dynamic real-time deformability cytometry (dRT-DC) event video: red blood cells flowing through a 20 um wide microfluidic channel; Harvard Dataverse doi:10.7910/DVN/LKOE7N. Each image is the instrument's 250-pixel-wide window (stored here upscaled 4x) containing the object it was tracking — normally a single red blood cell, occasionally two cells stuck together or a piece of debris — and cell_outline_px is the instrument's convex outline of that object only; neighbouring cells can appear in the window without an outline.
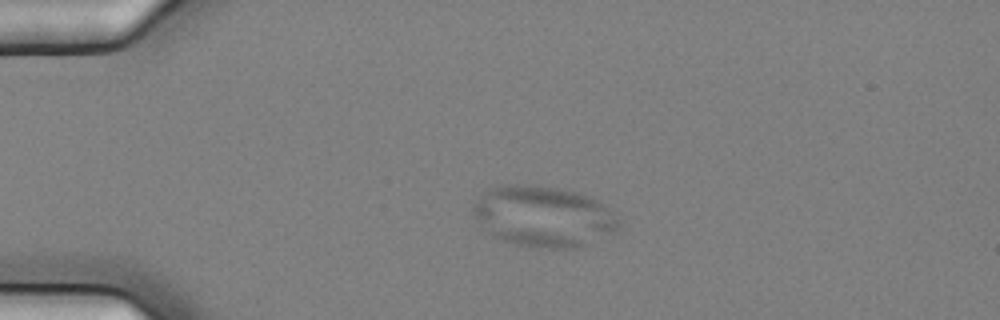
{"species": "common noctule bat (a hibernating species)", "species_latin": "Nyctalus noctula", "temperature_condition": "cold", "stored_images_in_passage": 46, "camera_frame_rate_fps": 3000, "um_per_image_px": 0.085, "animal": {"sex": "female", "body_mass_g": 25.1}, "frame": {"image": 1, "passage_image": 3, "time_ms": 0.667, "image_size_px": [1000, 320], "cell_outline_px": [[620, 224], [616, 232], [576, 248], [548, 248], [516, 244], [492, 236], [472, 216], [472, 204], [488, 188], [504, 184], [536, 184], [576, 192], [588, 196], [596, 200], [616, 212]], "centroid_in_image_um": [46.18, 18.37], "position_along_channel_um": 38.8, "area_um2": 51.9}}
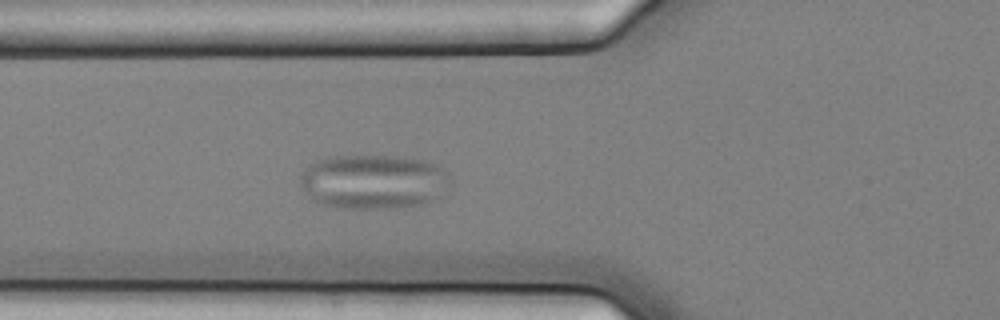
{"frame": {"image": 2, "passage_image": 11, "time_ms": 3.333, "image_size_px": [1000, 320], "cell_outline_px": [[452, 180], [432, 200], [420, 204], [396, 208], [336, 208], [324, 204], [316, 200], [304, 188], [300, 180], [300, 176], [304, 168], [316, 160], [328, 156], [396, 156], [420, 160], [436, 164], [448, 172], [452, 176]], "centroid_in_image_um": [31.74, 15.42], "position_along_channel_um": 94.1, "area_um2": 47.28}}
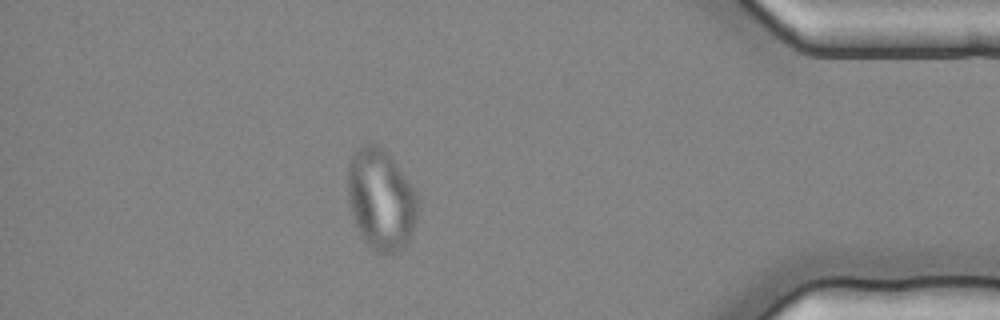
{"frame": {"image": 3, "passage_image": 40, "time_ms": 13.0, "image_size_px": [1000, 320], "cell_outline_px": [[416, 220], [412, 236], [404, 248], [392, 252], [380, 252], [372, 248], [368, 244], [356, 228], [352, 216], [348, 200], [348, 164], [356, 148], [360, 144], [376, 144], [388, 152], [408, 180], [416, 192]], "centroid_in_image_um": [32.36, 16.93], "position_along_channel_um": 402.8, "area_um2": 41.1}}